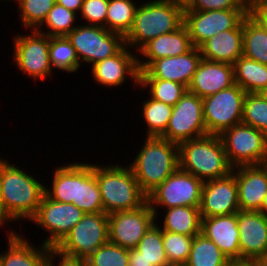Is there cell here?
I'll return each instance as SVG.
<instances>
[{"label":"cell","mask_w":267,"mask_h":266,"mask_svg":"<svg viewBox=\"0 0 267 266\" xmlns=\"http://www.w3.org/2000/svg\"><path fill=\"white\" fill-rule=\"evenodd\" d=\"M246 92L237 84L202 99L207 135H220L240 124Z\"/></svg>","instance_id":"9c48e42d"},{"label":"cell","mask_w":267,"mask_h":266,"mask_svg":"<svg viewBox=\"0 0 267 266\" xmlns=\"http://www.w3.org/2000/svg\"><path fill=\"white\" fill-rule=\"evenodd\" d=\"M241 123L267 136V102L259 93H246Z\"/></svg>","instance_id":"ab89813d"},{"label":"cell","mask_w":267,"mask_h":266,"mask_svg":"<svg viewBox=\"0 0 267 266\" xmlns=\"http://www.w3.org/2000/svg\"><path fill=\"white\" fill-rule=\"evenodd\" d=\"M227 266H260L257 261H231Z\"/></svg>","instance_id":"681fc988"},{"label":"cell","mask_w":267,"mask_h":266,"mask_svg":"<svg viewBox=\"0 0 267 266\" xmlns=\"http://www.w3.org/2000/svg\"><path fill=\"white\" fill-rule=\"evenodd\" d=\"M199 210L201 217L231 215L240 211L233 171L225 177L204 182Z\"/></svg>","instance_id":"2e32d148"},{"label":"cell","mask_w":267,"mask_h":266,"mask_svg":"<svg viewBox=\"0 0 267 266\" xmlns=\"http://www.w3.org/2000/svg\"><path fill=\"white\" fill-rule=\"evenodd\" d=\"M240 261H258L267 252V216L259 211H238Z\"/></svg>","instance_id":"ac0fdd59"},{"label":"cell","mask_w":267,"mask_h":266,"mask_svg":"<svg viewBox=\"0 0 267 266\" xmlns=\"http://www.w3.org/2000/svg\"><path fill=\"white\" fill-rule=\"evenodd\" d=\"M73 204L84 213L104 212L100 188L96 180V165L75 162Z\"/></svg>","instance_id":"d4e9b609"},{"label":"cell","mask_w":267,"mask_h":266,"mask_svg":"<svg viewBox=\"0 0 267 266\" xmlns=\"http://www.w3.org/2000/svg\"><path fill=\"white\" fill-rule=\"evenodd\" d=\"M262 165L267 169V152H266L265 160Z\"/></svg>","instance_id":"9f6ffc18"},{"label":"cell","mask_w":267,"mask_h":266,"mask_svg":"<svg viewBox=\"0 0 267 266\" xmlns=\"http://www.w3.org/2000/svg\"><path fill=\"white\" fill-rule=\"evenodd\" d=\"M10 1V0H9ZM12 1V0H11ZM15 1V0H13ZM19 4L20 21L23 27L37 30L46 19L55 0H16Z\"/></svg>","instance_id":"f35d334b"},{"label":"cell","mask_w":267,"mask_h":266,"mask_svg":"<svg viewBox=\"0 0 267 266\" xmlns=\"http://www.w3.org/2000/svg\"><path fill=\"white\" fill-rule=\"evenodd\" d=\"M248 14L245 9L184 10V25L193 46L199 48L218 33L234 29Z\"/></svg>","instance_id":"4fadbf2b"},{"label":"cell","mask_w":267,"mask_h":266,"mask_svg":"<svg viewBox=\"0 0 267 266\" xmlns=\"http://www.w3.org/2000/svg\"><path fill=\"white\" fill-rule=\"evenodd\" d=\"M137 58L129 51L128 46L124 45L115 55L91 65L92 76L103 86L119 87L125 82L127 76L139 85Z\"/></svg>","instance_id":"d6986e66"},{"label":"cell","mask_w":267,"mask_h":266,"mask_svg":"<svg viewBox=\"0 0 267 266\" xmlns=\"http://www.w3.org/2000/svg\"><path fill=\"white\" fill-rule=\"evenodd\" d=\"M142 110L148 128L147 137H160L166 131L173 107L150 97L144 100Z\"/></svg>","instance_id":"836d02e7"},{"label":"cell","mask_w":267,"mask_h":266,"mask_svg":"<svg viewBox=\"0 0 267 266\" xmlns=\"http://www.w3.org/2000/svg\"><path fill=\"white\" fill-rule=\"evenodd\" d=\"M163 2L172 3L178 6H181L182 8H187L192 0H160Z\"/></svg>","instance_id":"f907efd6"},{"label":"cell","mask_w":267,"mask_h":266,"mask_svg":"<svg viewBox=\"0 0 267 266\" xmlns=\"http://www.w3.org/2000/svg\"><path fill=\"white\" fill-rule=\"evenodd\" d=\"M109 242L108 214L85 213L55 247L61 253L86 261L93 252Z\"/></svg>","instance_id":"8992f818"},{"label":"cell","mask_w":267,"mask_h":266,"mask_svg":"<svg viewBox=\"0 0 267 266\" xmlns=\"http://www.w3.org/2000/svg\"><path fill=\"white\" fill-rule=\"evenodd\" d=\"M179 168L203 182L227 176L232 167L227 161L219 135L191 139L178 145Z\"/></svg>","instance_id":"3957f363"},{"label":"cell","mask_w":267,"mask_h":266,"mask_svg":"<svg viewBox=\"0 0 267 266\" xmlns=\"http://www.w3.org/2000/svg\"><path fill=\"white\" fill-rule=\"evenodd\" d=\"M203 59L233 64L243 55V20L205 41L200 47Z\"/></svg>","instance_id":"cb8c5ba5"},{"label":"cell","mask_w":267,"mask_h":266,"mask_svg":"<svg viewBox=\"0 0 267 266\" xmlns=\"http://www.w3.org/2000/svg\"><path fill=\"white\" fill-rule=\"evenodd\" d=\"M0 175H1V158H0ZM3 225V206L1 201V190H0V227Z\"/></svg>","instance_id":"f5cc1de1"},{"label":"cell","mask_w":267,"mask_h":266,"mask_svg":"<svg viewBox=\"0 0 267 266\" xmlns=\"http://www.w3.org/2000/svg\"><path fill=\"white\" fill-rule=\"evenodd\" d=\"M231 261L209 238L194 236L190 255L183 266H227Z\"/></svg>","instance_id":"f546056e"},{"label":"cell","mask_w":267,"mask_h":266,"mask_svg":"<svg viewBox=\"0 0 267 266\" xmlns=\"http://www.w3.org/2000/svg\"><path fill=\"white\" fill-rule=\"evenodd\" d=\"M56 3L77 14L81 11L83 0H55Z\"/></svg>","instance_id":"7dc6e473"},{"label":"cell","mask_w":267,"mask_h":266,"mask_svg":"<svg viewBox=\"0 0 267 266\" xmlns=\"http://www.w3.org/2000/svg\"><path fill=\"white\" fill-rule=\"evenodd\" d=\"M3 224L31 219L36 215L45 195V186L34 176L1 159L0 175ZM7 221V222H6Z\"/></svg>","instance_id":"6da1fadb"},{"label":"cell","mask_w":267,"mask_h":266,"mask_svg":"<svg viewBox=\"0 0 267 266\" xmlns=\"http://www.w3.org/2000/svg\"><path fill=\"white\" fill-rule=\"evenodd\" d=\"M128 166L141 190L148 195L179 168L178 145L161 137H146Z\"/></svg>","instance_id":"7a4b0ae2"},{"label":"cell","mask_w":267,"mask_h":266,"mask_svg":"<svg viewBox=\"0 0 267 266\" xmlns=\"http://www.w3.org/2000/svg\"><path fill=\"white\" fill-rule=\"evenodd\" d=\"M201 234L213 241L230 261H240L237 213L202 217Z\"/></svg>","instance_id":"7402d4cb"},{"label":"cell","mask_w":267,"mask_h":266,"mask_svg":"<svg viewBox=\"0 0 267 266\" xmlns=\"http://www.w3.org/2000/svg\"><path fill=\"white\" fill-rule=\"evenodd\" d=\"M108 0H83L80 14L87 25L103 26L106 29Z\"/></svg>","instance_id":"b9f144b4"},{"label":"cell","mask_w":267,"mask_h":266,"mask_svg":"<svg viewBox=\"0 0 267 266\" xmlns=\"http://www.w3.org/2000/svg\"><path fill=\"white\" fill-rule=\"evenodd\" d=\"M257 262L260 266H267V252Z\"/></svg>","instance_id":"db71d44e"},{"label":"cell","mask_w":267,"mask_h":266,"mask_svg":"<svg viewBox=\"0 0 267 266\" xmlns=\"http://www.w3.org/2000/svg\"><path fill=\"white\" fill-rule=\"evenodd\" d=\"M233 69L235 84L246 93H259L267 87V65L242 55L233 63Z\"/></svg>","instance_id":"4316f807"},{"label":"cell","mask_w":267,"mask_h":266,"mask_svg":"<svg viewBox=\"0 0 267 266\" xmlns=\"http://www.w3.org/2000/svg\"><path fill=\"white\" fill-rule=\"evenodd\" d=\"M49 57L51 66L75 73L81 66L75 48L66 36L49 37Z\"/></svg>","instance_id":"d6a6232c"},{"label":"cell","mask_w":267,"mask_h":266,"mask_svg":"<svg viewBox=\"0 0 267 266\" xmlns=\"http://www.w3.org/2000/svg\"><path fill=\"white\" fill-rule=\"evenodd\" d=\"M136 9L132 0H108L106 29L125 38L132 29Z\"/></svg>","instance_id":"4dcf8cb0"},{"label":"cell","mask_w":267,"mask_h":266,"mask_svg":"<svg viewBox=\"0 0 267 266\" xmlns=\"http://www.w3.org/2000/svg\"><path fill=\"white\" fill-rule=\"evenodd\" d=\"M184 24V8L153 0L137 6L132 29L125 37V45L138 50L149 40L173 32Z\"/></svg>","instance_id":"5b68a950"},{"label":"cell","mask_w":267,"mask_h":266,"mask_svg":"<svg viewBox=\"0 0 267 266\" xmlns=\"http://www.w3.org/2000/svg\"><path fill=\"white\" fill-rule=\"evenodd\" d=\"M140 87L148 88L150 97L174 106L186 93L188 88L180 83L162 79H139Z\"/></svg>","instance_id":"d590c367"},{"label":"cell","mask_w":267,"mask_h":266,"mask_svg":"<svg viewBox=\"0 0 267 266\" xmlns=\"http://www.w3.org/2000/svg\"><path fill=\"white\" fill-rule=\"evenodd\" d=\"M84 214L73 203L57 202L44 195L36 215L31 220L49 232L48 238L42 242L43 245L56 247Z\"/></svg>","instance_id":"7c38bea8"},{"label":"cell","mask_w":267,"mask_h":266,"mask_svg":"<svg viewBox=\"0 0 267 266\" xmlns=\"http://www.w3.org/2000/svg\"><path fill=\"white\" fill-rule=\"evenodd\" d=\"M156 222L149 228L136 249L141 252V256L154 266H171L168 263L165 249L163 247L162 229Z\"/></svg>","instance_id":"e575fe53"},{"label":"cell","mask_w":267,"mask_h":266,"mask_svg":"<svg viewBox=\"0 0 267 266\" xmlns=\"http://www.w3.org/2000/svg\"><path fill=\"white\" fill-rule=\"evenodd\" d=\"M201 60L200 49L194 46L185 54L154 60L145 70H139V79L170 80L188 88Z\"/></svg>","instance_id":"e0dca14e"},{"label":"cell","mask_w":267,"mask_h":266,"mask_svg":"<svg viewBox=\"0 0 267 266\" xmlns=\"http://www.w3.org/2000/svg\"><path fill=\"white\" fill-rule=\"evenodd\" d=\"M204 182L178 168L147 195V202L157 219V207H200ZM156 207V208H155Z\"/></svg>","instance_id":"ba28073f"},{"label":"cell","mask_w":267,"mask_h":266,"mask_svg":"<svg viewBox=\"0 0 267 266\" xmlns=\"http://www.w3.org/2000/svg\"><path fill=\"white\" fill-rule=\"evenodd\" d=\"M162 238L168 263L171 266H183L190 255L194 237L162 231Z\"/></svg>","instance_id":"74e56055"},{"label":"cell","mask_w":267,"mask_h":266,"mask_svg":"<svg viewBox=\"0 0 267 266\" xmlns=\"http://www.w3.org/2000/svg\"><path fill=\"white\" fill-rule=\"evenodd\" d=\"M128 266H154L141 256V252L136 248L129 250Z\"/></svg>","instance_id":"bcb514c9"},{"label":"cell","mask_w":267,"mask_h":266,"mask_svg":"<svg viewBox=\"0 0 267 266\" xmlns=\"http://www.w3.org/2000/svg\"><path fill=\"white\" fill-rule=\"evenodd\" d=\"M96 180L106 214L134 210L147 202L129 166L96 164Z\"/></svg>","instance_id":"277c9868"},{"label":"cell","mask_w":267,"mask_h":266,"mask_svg":"<svg viewBox=\"0 0 267 266\" xmlns=\"http://www.w3.org/2000/svg\"><path fill=\"white\" fill-rule=\"evenodd\" d=\"M77 14L66 9L64 6L55 2L53 7L49 10L48 15L42 25L47 26L49 31L37 29L38 32L45 34L49 37L67 36L77 26L73 25Z\"/></svg>","instance_id":"8d00e7d4"},{"label":"cell","mask_w":267,"mask_h":266,"mask_svg":"<svg viewBox=\"0 0 267 266\" xmlns=\"http://www.w3.org/2000/svg\"><path fill=\"white\" fill-rule=\"evenodd\" d=\"M219 136L232 168L263 164L267 152V136L263 132L240 123Z\"/></svg>","instance_id":"52a82bcc"},{"label":"cell","mask_w":267,"mask_h":266,"mask_svg":"<svg viewBox=\"0 0 267 266\" xmlns=\"http://www.w3.org/2000/svg\"><path fill=\"white\" fill-rule=\"evenodd\" d=\"M75 191V163L60 165L55 169L51 189L45 187V195L57 202L73 203Z\"/></svg>","instance_id":"1f68e13d"},{"label":"cell","mask_w":267,"mask_h":266,"mask_svg":"<svg viewBox=\"0 0 267 266\" xmlns=\"http://www.w3.org/2000/svg\"><path fill=\"white\" fill-rule=\"evenodd\" d=\"M193 47L189 33L183 24L177 30L162 34L144 44L139 52L146 57V60L141 61L137 58L138 69L145 70L154 60L179 56L187 53Z\"/></svg>","instance_id":"603a6c76"},{"label":"cell","mask_w":267,"mask_h":266,"mask_svg":"<svg viewBox=\"0 0 267 266\" xmlns=\"http://www.w3.org/2000/svg\"><path fill=\"white\" fill-rule=\"evenodd\" d=\"M30 35L14 37V60L21 72L34 79L43 80L49 77L53 67L49 57V36L31 30Z\"/></svg>","instance_id":"5bb4252c"},{"label":"cell","mask_w":267,"mask_h":266,"mask_svg":"<svg viewBox=\"0 0 267 266\" xmlns=\"http://www.w3.org/2000/svg\"><path fill=\"white\" fill-rule=\"evenodd\" d=\"M57 257L60 259L58 266H87L86 261L65 255L55 247H49L47 266H54L53 258L56 260Z\"/></svg>","instance_id":"ee69618b"},{"label":"cell","mask_w":267,"mask_h":266,"mask_svg":"<svg viewBox=\"0 0 267 266\" xmlns=\"http://www.w3.org/2000/svg\"><path fill=\"white\" fill-rule=\"evenodd\" d=\"M129 250L107 242L86 260L87 266H128Z\"/></svg>","instance_id":"60d3db41"},{"label":"cell","mask_w":267,"mask_h":266,"mask_svg":"<svg viewBox=\"0 0 267 266\" xmlns=\"http://www.w3.org/2000/svg\"><path fill=\"white\" fill-rule=\"evenodd\" d=\"M243 55L267 65V32L249 13L243 19Z\"/></svg>","instance_id":"f1b7e54d"},{"label":"cell","mask_w":267,"mask_h":266,"mask_svg":"<svg viewBox=\"0 0 267 266\" xmlns=\"http://www.w3.org/2000/svg\"><path fill=\"white\" fill-rule=\"evenodd\" d=\"M238 3L249 12L252 8L267 3V0H237Z\"/></svg>","instance_id":"c3c4849f"},{"label":"cell","mask_w":267,"mask_h":266,"mask_svg":"<svg viewBox=\"0 0 267 266\" xmlns=\"http://www.w3.org/2000/svg\"><path fill=\"white\" fill-rule=\"evenodd\" d=\"M155 220L148 202L134 210L110 213L109 242L128 250L134 249Z\"/></svg>","instance_id":"9a60e30c"},{"label":"cell","mask_w":267,"mask_h":266,"mask_svg":"<svg viewBox=\"0 0 267 266\" xmlns=\"http://www.w3.org/2000/svg\"><path fill=\"white\" fill-rule=\"evenodd\" d=\"M8 233V250L0 254V266H47L48 246L37 249L17 232Z\"/></svg>","instance_id":"484cf974"},{"label":"cell","mask_w":267,"mask_h":266,"mask_svg":"<svg viewBox=\"0 0 267 266\" xmlns=\"http://www.w3.org/2000/svg\"><path fill=\"white\" fill-rule=\"evenodd\" d=\"M258 211L261 212L262 214H264L265 216H267V192L264 196L262 205Z\"/></svg>","instance_id":"816d5d0a"},{"label":"cell","mask_w":267,"mask_h":266,"mask_svg":"<svg viewBox=\"0 0 267 266\" xmlns=\"http://www.w3.org/2000/svg\"><path fill=\"white\" fill-rule=\"evenodd\" d=\"M66 37L75 48L79 62L82 59L92 65L115 55L125 45L121 34L98 25H79Z\"/></svg>","instance_id":"30bf717a"},{"label":"cell","mask_w":267,"mask_h":266,"mask_svg":"<svg viewBox=\"0 0 267 266\" xmlns=\"http://www.w3.org/2000/svg\"><path fill=\"white\" fill-rule=\"evenodd\" d=\"M165 211L162 231L193 237L201 233L202 217L199 207L178 206Z\"/></svg>","instance_id":"83f0119b"},{"label":"cell","mask_w":267,"mask_h":266,"mask_svg":"<svg viewBox=\"0 0 267 266\" xmlns=\"http://www.w3.org/2000/svg\"><path fill=\"white\" fill-rule=\"evenodd\" d=\"M206 135L202 98L187 90L173 106L166 131L160 137L179 145Z\"/></svg>","instance_id":"8fae6325"},{"label":"cell","mask_w":267,"mask_h":266,"mask_svg":"<svg viewBox=\"0 0 267 266\" xmlns=\"http://www.w3.org/2000/svg\"><path fill=\"white\" fill-rule=\"evenodd\" d=\"M267 32V3L252 8L248 12Z\"/></svg>","instance_id":"f6af8a7d"},{"label":"cell","mask_w":267,"mask_h":266,"mask_svg":"<svg viewBox=\"0 0 267 266\" xmlns=\"http://www.w3.org/2000/svg\"><path fill=\"white\" fill-rule=\"evenodd\" d=\"M259 94L263 97V99L267 102V87L263 88Z\"/></svg>","instance_id":"11a10c76"},{"label":"cell","mask_w":267,"mask_h":266,"mask_svg":"<svg viewBox=\"0 0 267 266\" xmlns=\"http://www.w3.org/2000/svg\"><path fill=\"white\" fill-rule=\"evenodd\" d=\"M232 171L238 187L240 211H258L267 192V169L263 165H250L235 167Z\"/></svg>","instance_id":"44dd1931"},{"label":"cell","mask_w":267,"mask_h":266,"mask_svg":"<svg viewBox=\"0 0 267 266\" xmlns=\"http://www.w3.org/2000/svg\"><path fill=\"white\" fill-rule=\"evenodd\" d=\"M234 84L233 64L202 58L188 86V91L203 99Z\"/></svg>","instance_id":"ffe728a7"},{"label":"cell","mask_w":267,"mask_h":266,"mask_svg":"<svg viewBox=\"0 0 267 266\" xmlns=\"http://www.w3.org/2000/svg\"><path fill=\"white\" fill-rule=\"evenodd\" d=\"M244 9L237 0H192L184 10L210 11Z\"/></svg>","instance_id":"7bdbcfd3"}]
</instances>
